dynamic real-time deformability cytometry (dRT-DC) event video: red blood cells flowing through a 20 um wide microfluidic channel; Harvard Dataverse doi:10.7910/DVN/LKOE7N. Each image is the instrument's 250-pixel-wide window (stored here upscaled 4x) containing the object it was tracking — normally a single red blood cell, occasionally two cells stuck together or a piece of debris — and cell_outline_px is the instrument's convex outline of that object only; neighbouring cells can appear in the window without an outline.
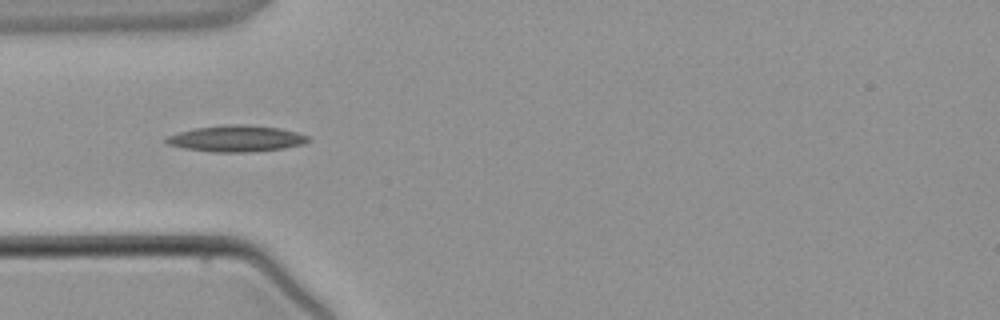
{"species": "common noctule bat (a hibernating species)", "species_latin": "Nyctalus noctula", "temperature_condition": "warm", "stored_images_in_passage": 2, "camera_frame_rate_fps": 3000, "um_per_image_px": 0.085, "animal": {"sex": "male", "body_mass_g": 21.5, "forearm_length_mm": 52.0}, "frame": {"image": 1, "passage_image": 2, "time_ms": 2.0, "image_size_px": [1000, 320], "cell_outline_px": [[312, 140], [304, 144], [284, 148], [252, 152], [212, 152], [184, 148], [164, 144], [164, 136], [196, 128], [232, 124], [236, 124], [280, 128], [312, 136]], "centroid_in_image_um": [20.1, 11.79], "position_along_channel_um": 64.9, "area_um2": 21.91}}